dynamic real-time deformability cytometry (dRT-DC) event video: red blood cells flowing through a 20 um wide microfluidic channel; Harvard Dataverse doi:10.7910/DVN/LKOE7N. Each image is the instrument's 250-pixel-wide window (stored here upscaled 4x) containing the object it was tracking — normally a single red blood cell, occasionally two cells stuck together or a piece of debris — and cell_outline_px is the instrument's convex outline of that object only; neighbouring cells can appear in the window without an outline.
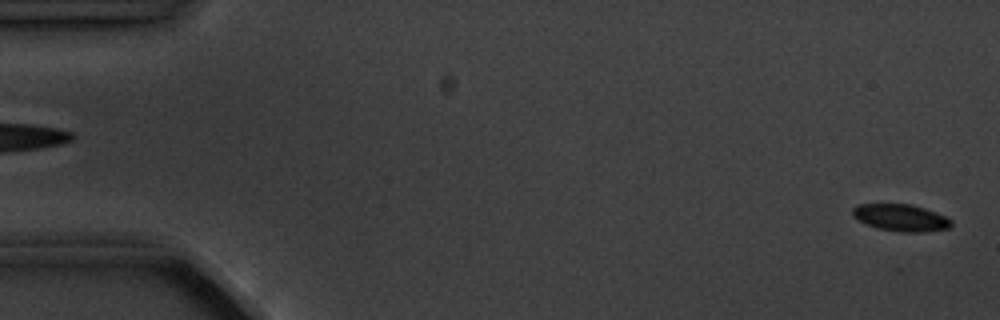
{"species": "common noctule bat (a hibernating species)", "species_latin": "Nyctalus noctula", "temperature_condition": "cold", "stored_images_in_passage": 5, "camera_frame_rate_fps": 3000, "um_per_image_px": 0.085, "animal": {"sex": "male", "body_mass_g": 20.1, "forearm_length_mm": 53.5}, "frame": {"image": 1, "passage_image": 1, "time_ms": 0.0, "image_size_px": [1000, 320], "cell_outline_px": [[952, 224], [948, 228], [924, 232], [904, 232], [880, 228], [868, 224], [852, 216], [852, 208], [856, 204], [912, 204], [936, 212], [952, 220]], "centroid_in_image_um": [76.58, 18.49], "position_along_channel_um": 8.4, "area_um2": 15.32}}
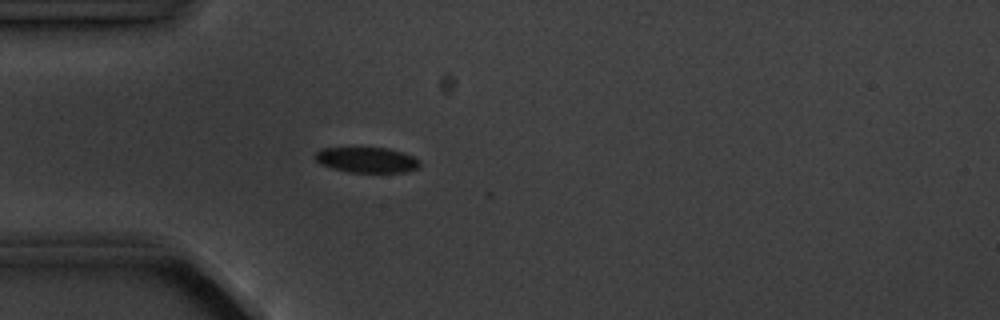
{"frame": {"image": 2, "passage_image": 5, "time_ms": 4.667, "image_size_px": [1000, 320], "cell_outline_px": [[420, 164], [416, 168], [404, 172], [348, 172], [332, 168], [320, 164], [312, 156], [320, 148], [388, 148], [412, 156], [420, 160]], "centroid_in_image_um": [31.12, 13.59], "position_along_channel_um": 53.9, "area_um2": 15.43}}